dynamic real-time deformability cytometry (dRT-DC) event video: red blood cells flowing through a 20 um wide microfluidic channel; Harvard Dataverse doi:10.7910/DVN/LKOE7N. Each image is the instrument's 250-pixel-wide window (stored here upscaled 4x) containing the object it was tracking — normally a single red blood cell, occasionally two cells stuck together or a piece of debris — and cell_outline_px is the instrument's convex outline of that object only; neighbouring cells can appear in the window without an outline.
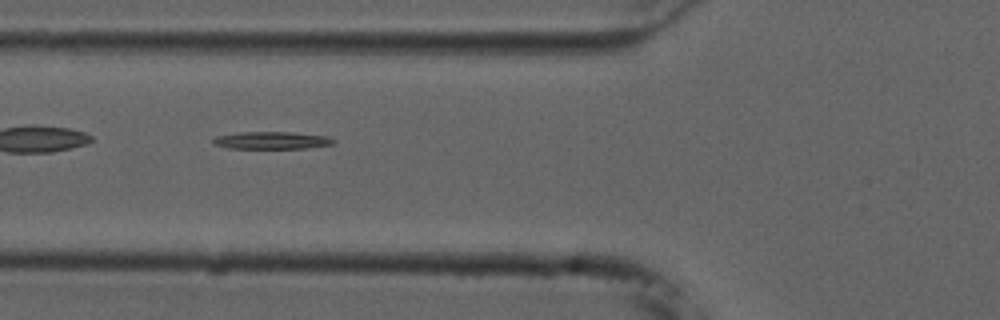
{"species": "common noctule bat (a hibernating species)", "species_latin": "Nyctalus noctula", "temperature_condition": "cold", "stored_images_in_passage": 35, "camera_frame_rate_fps": 3000, "um_per_image_px": 0.085, "animal": {"sex": "male", "forearm_length_mm": 52.5}, "frame": {"image": 1, "passage_image": 4, "time_ms": 1.0, "image_size_px": [1000, 320], "cell_outline_px": [[336, 140], [332, 144], [308, 148], [228, 148], [212, 144], [212, 140], [216, 136], [236, 132], [292, 132], [328, 136]], "centroid_in_image_um": [23.07, 11.92], "position_along_channel_um": 102.7, "area_um2": 12.25}}
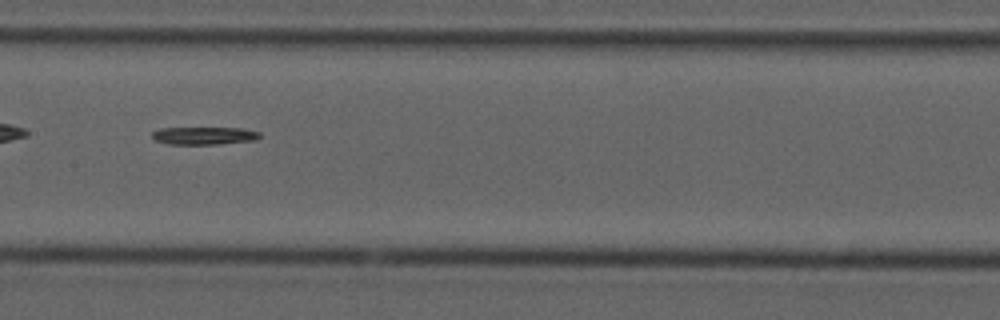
{"frame": {"image": 2, "passage_image": 11, "time_ms": 3.333, "image_size_px": [1000, 320], "cell_outline_px": [[260, 136], [256, 140], [216, 144], [168, 144], [156, 140], [152, 136], [152, 132], [160, 128], [244, 128], [260, 132]], "centroid_in_image_um": [17.37, 11.53], "position_along_channel_um": 190.0, "area_um2": 11.04}}
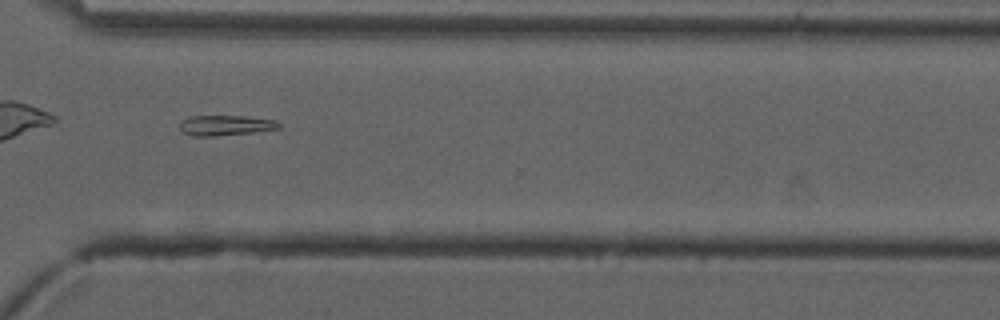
{"frame": {"image": 3, "passage_image": 24, "time_ms": 7.667, "image_size_px": [1000, 320], "cell_outline_px": [[280, 128], [256, 132], [216, 136], [192, 136], [184, 132], [180, 128], [180, 120], [188, 116], [248, 116], [276, 120], [280, 124]], "centroid_in_image_um": [19.17, 10.65], "position_along_channel_um": 351.4, "area_um2": 11.85}}